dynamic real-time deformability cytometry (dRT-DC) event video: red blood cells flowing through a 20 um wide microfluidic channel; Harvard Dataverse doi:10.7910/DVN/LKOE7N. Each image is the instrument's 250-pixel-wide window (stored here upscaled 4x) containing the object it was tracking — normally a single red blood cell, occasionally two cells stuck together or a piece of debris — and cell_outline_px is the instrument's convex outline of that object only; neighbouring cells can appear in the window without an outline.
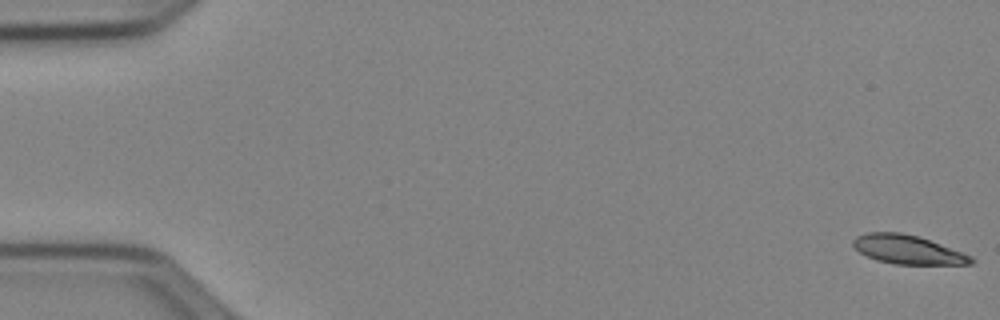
{"species": "Egyptian fruit bat (a non-hibernating species)", "species_latin": "Rousettus aegyptiacus", "temperature_condition": "cold", "stored_images_in_passage": 52, "camera_frame_rate_fps": 3000, "um_per_image_px": 0.085, "animal": {"sex": "female"}, "frame": {"image": 1, "passage_image": 1, "time_ms": 0.0, "image_size_px": [1000, 320], "cell_outline_px": [[976, 260], [972, 264], [892, 264], [876, 260], [860, 252], [852, 244], [852, 240], [856, 236], [868, 232], [900, 232], [916, 236], [940, 244], [972, 256]], "centroid_in_image_um": [77.14, 21.22], "position_along_channel_um": 7.9, "area_um2": 19.65}}
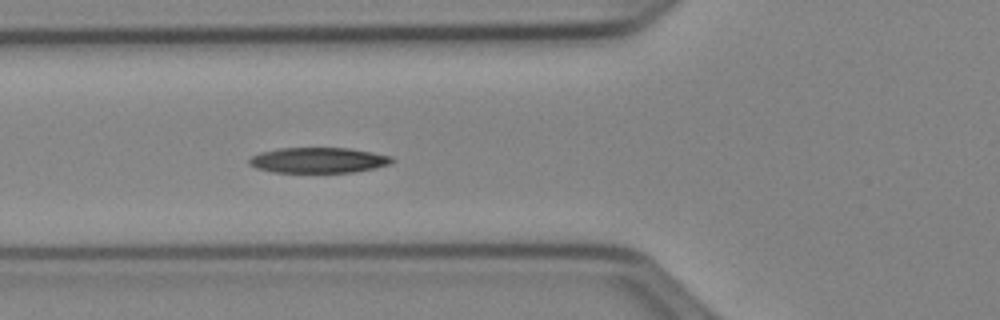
{"frame": {"image": 2, "passage_image": 20, "time_ms": 6.333, "image_size_px": [1000, 320], "cell_outline_px": [[396, 160], [392, 164], [376, 168], [352, 172], [272, 172], [256, 168], [248, 164], [248, 160], [252, 156], [260, 152], [280, 148], [348, 148], [372, 152], [392, 156]], "centroid_in_image_um": [27.09, 13.62], "position_along_channel_um": 98.7, "area_um2": 21.33}}
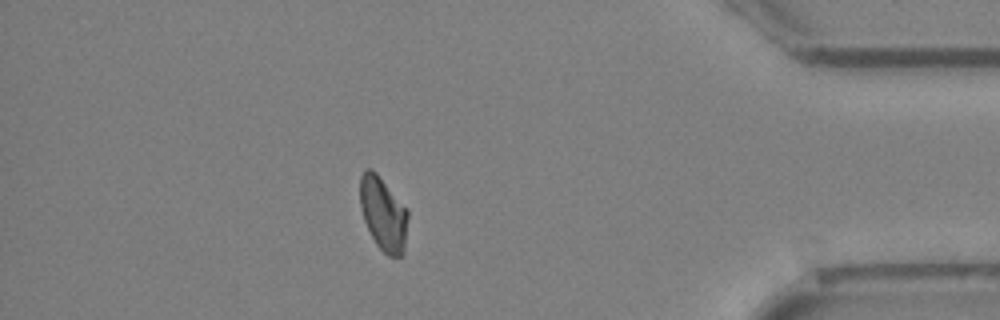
{"frame": {"image": 3, "passage_image": 46, "time_ms": 15.0, "image_size_px": [1000, 320], "cell_outline_px": [[408, 216], [404, 256], [388, 256], [376, 244], [364, 220], [360, 208], [360, 176], [364, 168], [372, 168], [376, 172], [408, 208]], "centroid_in_image_um": [32.59, 18.15], "position_along_channel_um": 402.6, "area_um2": 20.87}, "authors_computed_cell_mechanics": {"area_um2": 21.1259, "velocity_mm_per_s": 3.9467, "shape_relaxation_time_tau1_ms": 4.8489, "shape_relaxation_time_tau2_ms": null, "deformation_change_tau1": 0.1588, "deformation_change_tau2": null}}